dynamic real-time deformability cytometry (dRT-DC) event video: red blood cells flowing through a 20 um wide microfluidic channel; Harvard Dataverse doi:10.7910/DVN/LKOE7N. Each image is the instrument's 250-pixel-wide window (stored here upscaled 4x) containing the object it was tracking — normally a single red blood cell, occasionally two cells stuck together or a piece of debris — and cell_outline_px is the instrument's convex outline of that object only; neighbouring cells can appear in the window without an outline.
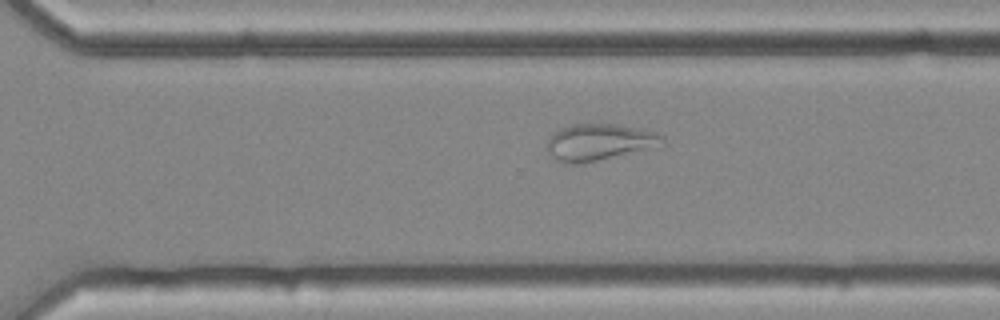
{"species": "common noctule bat (a hibernating species)", "species_latin": "Nyctalus noctula", "temperature_condition": "cold", "stored_images_in_passage": 45, "camera_frame_rate_fps": 3000, "um_per_image_px": 0.085, "animal": {"sex": "female", "body_mass_g": 25.1}, "frame": {"image": 1, "passage_image": 28, "time_ms": 9.0, "image_size_px": [1000, 320], "cell_outline_px": [[668, 144], [660, 148], [584, 164], [564, 164], [552, 156], [548, 152], [548, 140], [560, 128], [568, 124], [616, 124], [640, 128], [656, 132], [664, 136]], "centroid_in_image_um": [51.08, 12.11], "position_along_channel_um": 319.5, "area_um2": 25.55}}
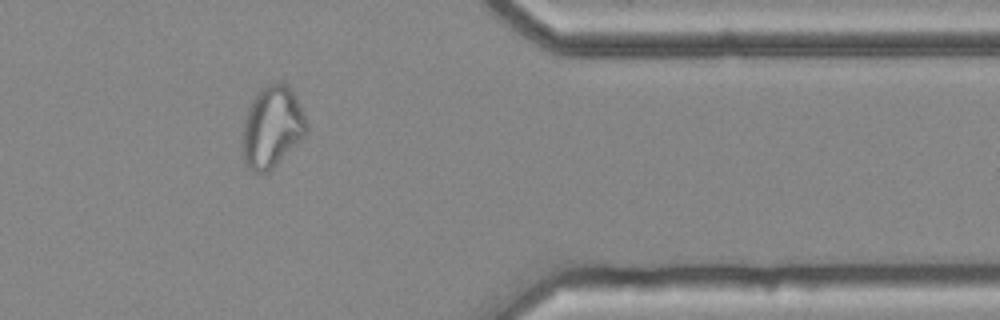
{"frame": {"image": 2, "passage_image": 35, "time_ms": 11.333, "image_size_px": [1000, 320], "cell_outline_px": [[308, 128], [304, 136], [268, 172], [256, 172], [248, 168], [244, 160], [240, 144], [244, 120], [248, 108], [252, 100], [268, 80], [280, 80], [296, 96], [304, 116]], "centroid_in_image_um": [23.08, 10.76], "position_along_channel_um": 388.3, "area_um2": 30.46}}
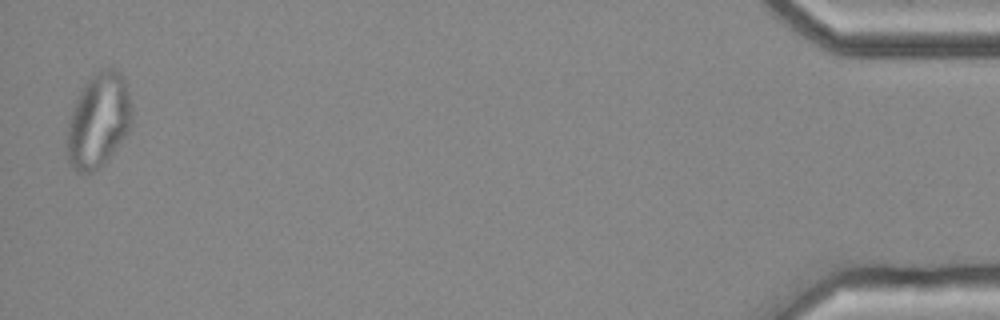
{"frame": {"image": 3, "passage_image": 44, "time_ms": 14.333, "image_size_px": [1000, 320], "cell_outline_px": [[132, 116], [128, 132], [104, 164], [92, 172], [76, 172], [72, 168], [68, 160], [68, 120], [72, 108], [80, 92], [88, 80], [96, 72], [104, 68], [112, 68], [120, 72], [124, 76], [132, 108]], "centroid_in_image_um": [8.38, 10.24], "position_along_channel_um": 426.8, "area_um2": 35.43}, "authors_computed_cell_mechanics": {"area_um2": 29.7092, "velocity_mm_per_s": 3.6505, "shape_relaxation_time_tau1_ms": null, "shape_relaxation_time_tau2_ms": 3.0132, "deformation_change_tau1": null, "deformation_change_tau2": 0.0925}}